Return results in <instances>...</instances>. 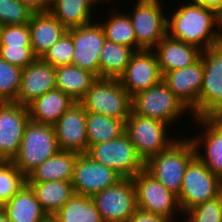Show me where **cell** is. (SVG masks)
I'll use <instances>...</instances> for the list:
<instances>
[{
    "mask_svg": "<svg viewBox=\"0 0 222 222\" xmlns=\"http://www.w3.org/2000/svg\"><path fill=\"white\" fill-rule=\"evenodd\" d=\"M194 119L195 123L201 125L203 129L201 135L189 138L195 148L196 157L213 174L222 179V119L220 117ZM201 146L204 147L205 153L201 152Z\"/></svg>",
    "mask_w": 222,
    "mask_h": 222,
    "instance_id": "obj_18",
    "label": "cell"
},
{
    "mask_svg": "<svg viewBox=\"0 0 222 222\" xmlns=\"http://www.w3.org/2000/svg\"><path fill=\"white\" fill-rule=\"evenodd\" d=\"M47 215L55 214L75 193L70 181L26 182Z\"/></svg>",
    "mask_w": 222,
    "mask_h": 222,
    "instance_id": "obj_27",
    "label": "cell"
},
{
    "mask_svg": "<svg viewBox=\"0 0 222 222\" xmlns=\"http://www.w3.org/2000/svg\"><path fill=\"white\" fill-rule=\"evenodd\" d=\"M91 198L103 222H128L138 209L132 178H122Z\"/></svg>",
    "mask_w": 222,
    "mask_h": 222,
    "instance_id": "obj_12",
    "label": "cell"
},
{
    "mask_svg": "<svg viewBox=\"0 0 222 222\" xmlns=\"http://www.w3.org/2000/svg\"><path fill=\"white\" fill-rule=\"evenodd\" d=\"M74 102L58 88L52 89L27 105L30 120L53 126Z\"/></svg>",
    "mask_w": 222,
    "mask_h": 222,
    "instance_id": "obj_23",
    "label": "cell"
},
{
    "mask_svg": "<svg viewBox=\"0 0 222 222\" xmlns=\"http://www.w3.org/2000/svg\"><path fill=\"white\" fill-rule=\"evenodd\" d=\"M33 12L21 0H0V25L29 23Z\"/></svg>",
    "mask_w": 222,
    "mask_h": 222,
    "instance_id": "obj_37",
    "label": "cell"
},
{
    "mask_svg": "<svg viewBox=\"0 0 222 222\" xmlns=\"http://www.w3.org/2000/svg\"><path fill=\"white\" fill-rule=\"evenodd\" d=\"M29 121L27 106L0 102V160L12 161L15 158Z\"/></svg>",
    "mask_w": 222,
    "mask_h": 222,
    "instance_id": "obj_16",
    "label": "cell"
},
{
    "mask_svg": "<svg viewBox=\"0 0 222 222\" xmlns=\"http://www.w3.org/2000/svg\"><path fill=\"white\" fill-rule=\"evenodd\" d=\"M0 222H12L0 208Z\"/></svg>",
    "mask_w": 222,
    "mask_h": 222,
    "instance_id": "obj_44",
    "label": "cell"
},
{
    "mask_svg": "<svg viewBox=\"0 0 222 222\" xmlns=\"http://www.w3.org/2000/svg\"><path fill=\"white\" fill-rule=\"evenodd\" d=\"M26 183V176L12 161L0 160V208Z\"/></svg>",
    "mask_w": 222,
    "mask_h": 222,
    "instance_id": "obj_33",
    "label": "cell"
},
{
    "mask_svg": "<svg viewBox=\"0 0 222 222\" xmlns=\"http://www.w3.org/2000/svg\"><path fill=\"white\" fill-rule=\"evenodd\" d=\"M94 6L96 3L103 2V0H89Z\"/></svg>",
    "mask_w": 222,
    "mask_h": 222,
    "instance_id": "obj_46",
    "label": "cell"
},
{
    "mask_svg": "<svg viewBox=\"0 0 222 222\" xmlns=\"http://www.w3.org/2000/svg\"><path fill=\"white\" fill-rule=\"evenodd\" d=\"M79 103L94 112L124 122L131 112V97L118 79L98 78Z\"/></svg>",
    "mask_w": 222,
    "mask_h": 222,
    "instance_id": "obj_4",
    "label": "cell"
},
{
    "mask_svg": "<svg viewBox=\"0 0 222 222\" xmlns=\"http://www.w3.org/2000/svg\"><path fill=\"white\" fill-rule=\"evenodd\" d=\"M135 51L106 40L100 51L99 78L119 79Z\"/></svg>",
    "mask_w": 222,
    "mask_h": 222,
    "instance_id": "obj_29",
    "label": "cell"
},
{
    "mask_svg": "<svg viewBox=\"0 0 222 222\" xmlns=\"http://www.w3.org/2000/svg\"><path fill=\"white\" fill-rule=\"evenodd\" d=\"M222 193V179L195 157L187 166L178 201L182 213Z\"/></svg>",
    "mask_w": 222,
    "mask_h": 222,
    "instance_id": "obj_7",
    "label": "cell"
},
{
    "mask_svg": "<svg viewBox=\"0 0 222 222\" xmlns=\"http://www.w3.org/2000/svg\"><path fill=\"white\" fill-rule=\"evenodd\" d=\"M183 215L185 222H222V193L193 207Z\"/></svg>",
    "mask_w": 222,
    "mask_h": 222,
    "instance_id": "obj_36",
    "label": "cell"
},
{
    "mask_svg": "<svg viewBox=\"0 0 222 222\" xmlns=\"http://www.w3.org/2000/svg\"><path fill=\"white\" fill-rule=\"evenodd\" d=\"M73 40L74 55L72 65L94 73L99 78L100 51L106 37L99 22H91L67 31Z\"/></svg>",
    "mask_w": 222,
    "mask_h": 222,
    "instance_id": "obj_15",
    "label": "cell"
},
{
    "mask_svg": "<svg viewBox=\"0 0 222 222\" xmlns=\"http://www.w3.org/2000/svg\"><path fill=\"white\" fill-rule=\"evenodd\" d=\"M1 209L12 222H42L48 216L27 183Z\"/></svg>",
    "mask_w": 222,
    "mask_h": 222,
    "instance_id": "obj_24",
    "label": "cell"
},
{
    "mask_svg": "<svg viewBox=\"0 0 222 222\" xmlns=\"http://www.w3.org/2000/svg\"><path fill=\"white\" fill-rule=\"evenodd\" d=\"M42 222H58L53 215H48Z\"/></svg>",
    "mask_w": 222,
    "mask_h": 222,
    "instance_id": "obj_45",
    "label": "cell"
},
{
    "mask_svg": "<svg viewBox=\"0 0 222 222\" xmlns=\"http://www.w3.org/2000/svg\"><path fill=\"white\" fill-rule=\"evenodd\" d=\"M0 57L8 63L21 69H24L38 58L34 54L32 46H0Z\"/></svg>",
    "mask_w": 222,
    "mask_h": 222,
    "instance_id": "obj_39",
    "label": "cell"
},
{
    "mask_svg": "<svg viewBox=\"0 0 222 222\" xmlns=\"http://www.w3.org/2000/svg\"><path fill=\"white\" fill-rule=\"evenodd\" d=\"M161 0H137L133 12L128 14L136 36V51L155 50L167 35V17ZM133 13V15H132Z\"/></svg>",
    "mask_w": 222,
    "mask_h": 222,
    "instance_id": "obj_8",
    "label": "cell"
},
{
    "mask_svg": "<svg viewBox=\"0 0 222 222\" xmlns=\"http://www.w3.org/2000/svg\"><path fill=\"white\" fill-rule=\"evenodd\" d=\"M59 150L54 127L30 120L25 127L18 153L12 162L27 176Z\"/></svg>",
    "mask_w": 222,
    "mask_h": 222,
    "instance_id": "obj_3",
    "label": "cell"
},
{
    "mask_svg": "<svg viewBox=\"0 0 222 222\" xmlns=\"http://www.w3.org/2000/svg\"><path fill=\"white\" fill-rule=\"evenodd\" d=\"M203 73V61L200 58L188 67L175 69L163 75V81L191 111L193 118H199V95L203 84Z\"/></svg>",
    "mask_w": 222,
    "mask_h": 222,
    "instance_id": "obj_17",
    "label": "cell"
},
{
    "mask_svg": "<svg viewBox=\"0 0 222 222\" xmlns=\"http://www.w3.org/2000/svg\"><path fill=\"white\" fill-rule=\"evenodd\" d=\"M131 109L135 114L162 121L170 127V124L180 119L187 110L190 112L163 80L133 96Z\"/></svg>",
    "mask_w": 222,
    "mask_h": 222,
    "instance_id": "obj_6",
    "label": "cell"
},
{
    "mask_svg": "<svg viewBox=\"0 0 222 222\" xmlns=\"http://www.w3.org/2000/svg\"><path fill=\"white\" fill-rule=\"evenodd\" d=\"M0 46H32L31 32L28 23L1 26Z\"/></svg>",
    "mask_w": 222,
    "mask_h": 222,
    "instance_id": "obj_38",
    "label": "cell"
},
{
    "mask_svg": "<svg viewBox=\"0 0 222 222\" xmlns=\"http://www.w3.org/2000/svg\"><path fill=\"white\" fill-rule=\"evenodd\" d=\"M56 88V69L51 64L37 58L22 69L21 87L14 101L27 106L34 99Z\"/></svg>",
    "mask_w": 222,
    "mask_h": 222,
    "instance_id": "obj_20",
    "label": "cell"
},
{
    "mask_svg": "<svg viewBox=\"0 0 222 222\" xmlns=\"http://www.w3.org/2000/svg\"><path fill=\"white\" fill-rule=\"evenodd\" d=\"M34 54L41 58L68 29L51 13H33L28 23Z\"/></svg>",
    "mask_w": 222,
    "mask_h": 222,
    "instance_id": "obj_22",
    "label": "cell"
},
{
    "mask_svg": "<svg viewBox=\"0 0 222 222\" xmlns=\"http://www.w3.org/2000/svg\"><path fill=\"white\" fill-rule=\"evenodd\" d=\"M56 69V88L79 102L98 77L75 65L59 66Z\"/></svg>",
    "mask_w": 222,
    "mask_h": 222,
    "instance_id": "obj_26",
    "label": "cell"
},
{
    "mask_svg": "<svg viewBox=\"0 0 222 222\" xmlns=\"http://www.w3.org/2000/svg\"><path fill=\"white\" fill-rule=\"evenodd\" d=\"M88 146L110 141L125 133V122L102 114L86 111Z\"/></svg>",
    "mask_w": 222,
    "mask_h": 222,
    "instance_id": "obj_30",
    "label": "cell"
},
{
    "mask_svg": "<svg viewBox=\"0 0 222 222\" xmlns=\"http://www.w3.org/2000/svg\"><path fill=\"white\" fill-rule=\"evenodd\" d=\"M168 126L162 121L140 116L131 110L125 121V134L144 163L167 149L177 139L168 136Z\"/></svg>",
    "mask_w": 222,
    "mask_h": 222,
    "instance_id": "obj_5",
    "label": "cell"
},
{
    "mask_svg": "<svg viewBox=\"0 0 222 222\" xmlns=\"http://www.w3.org/2000/svg\"><path fill=\"white\" fill-rule=\"evenodd\" d=\"M78 153L59 150L55 155L42 162L27 176L26 182L72 181L73 167Z\"/></svg>",
    "mask_w": 222,
    "mask_h": 222,
    "instance_id": "obj_25",
    "label": "cell"
},
{
    "mask_svg": "<svg viewBox=\"0 0 222 222\" xmlns=\"http://www.w3.org/2000/svg\"><path fill=\"white\" fill-rule=\"evenodd\" d=\"M121 179L113 169L83 153L75 160L71 183L75 194L92 197Z\"/></svg>",
    "mask_w": 222,
    "mask_h": 222,
    "instance_id": "obj_13",
    "label": "cell"
},
{
    "mask_svg": "<svg viewBox=\"0 0 222 222\" xmlns=\"http://www.w3.org/2000/svg\"><path fill=\"white\" fill-rule=\"evenodd\" d=\"M86 154L110 167L122 178H133L144 169V162L125 133L110 141L90 145Z\"/></svg>",
    "mask_w": 222,
    "mask_h": 222,
    "instance_id": "obj_9",
    "label": "cell"
},
{
    "mask_svg": "<svg viewBox=\"0 0 222 222\" xmlns=\"http://www.w3.org/2000/svg\"><path fill=\"white\" fill-rule=\"evenodd\" d=\"M22 69L0 57V102H14L21 87Z\"/></svg>",
    "mask_w": 222,
    "mask_h": 222,
    "instance_id": "obj_34",
    "label": "cell"
},
{
    "mask_svg": "<svg viewBox=\"0 0 222 222\" xmlns=\"http://www.w3.org/2000/svg\"><path fill=\"white\" fill-rule=\"evenodd\" d=\"M118 80L131 98L161 82L163 75L154 50L135 51Z\"/></svg>",
    "mask_w": 222,
    "mask_h": 222,
    "instance_id": "obj_14",
    "label": "cell"
},
{
    "mask_svg": "<svg viewBox=\"0 0 222 222\" xmlns=\"http://www.w3.org/2000/svg\"><path fill=\"white\" fill-rule=\"evenodd\" d=\"M92 7L94 5L89 0H53L50 12L70 29L93 22Z\"/></svg>",
    "mask_w": 222,
    "mask_h": 222,
    "instance_id": "obj_28",
    "label": "cell"
},
{
    "mask_svg": "<svg viewBox=\"0 0 222 222\" xmlns=\"http://www.w3.org/2000/svg\"><path fill=\"white\" fill-rule=\"evenodd\" d=\"M203 84L199 95V117L222 115V44L202 49Z\"/></svg>",
    "mask_w": 222,
    "mask_h": 222,
    "instance_id": "obj_10",
    "label": "cell"
},
{
    "mask_svg": "<svg viewBox=\"0 0 222 222\" xmlns=\"http://www.w3.org/2000/svg\"><path fill=\"white\" fill-rule=\"evenodd\" d=\"M193 1L213 11H215L222 4V0H193Z\"/></svg>",
    "mask_w": 222,
    "mask_h": 222,
    "instance_id": "obj_43",
    "label": "cell"
},
{
    "mask_svg": "<svg viewBox=\"0 0 222 222\" xmlns=\"http://www.w3.org/2000/svg\"><path fill=\"white\" fill-rule=\"evenodd\" d=\"M33 13L50 12L53 0H21Z\"/></svg>",
    "mask_w": 222,
    "mask_h": 222,
    "instance_id": "obj_41",
    "label": "cell"
},
{
    "mask_svg": "<svg viewBox=\"0 0 222 222\" xmlns=\"http://www.w3.org/2000/svg\"><path fill=\"white\" fill-rule=\"evenodd\" d=\"M155 49L162 75L194 64L201 58L202 53L199 47L173 39L168 35L157 44Z\"/></svg>",
    "mask_w": 222,
    "mask_h": 222,
    "instance_id": "obj_21",
    "label": "cell"
},
{
    "mask_svg": "<svg viewBox=\"0 0 222 222\" xmlns=\"http://www.w3.org/2000/svg\"><path fill=\"white\" fill-rule=\"evenodd\" d=\"M106 22H99L103 28L106 40L123 46L131 47L136 51V36L131 20L126 13L113 12Z\"/></svg>",
    "mask_w": 222,
    "mask_h": 222,
    "instance_id": "obj_32",
    "label": "cell"
},
{
    "mask_svg": "<svg viewBox=\"0 0 222 222\" xmlns=\"http://www.w3.org/2000/svg\"><path fill=\"white\" fill-rule=\"evenodd\" d=\"M72 37L66 32L52 47H50L41 59L57 68L59 66L72 65L74 55Z\"/></svg>",
    "mask_w": 222,
    "mask_h": 222,
    "instance_id": "obj_35",
    "label": "cell"
},
{
    "mask_svg": "<svg viewBox=\"0 0 222 222\" xmlns=\"http://www.w3.org/2000/svg\"><path fill=\"white\" fill-rule=\"evenodd\" d=\"M164 216L151 214L143 210L137 209L133 215L128 219V222H173Z\"/></svg>",
    "mask_w": 222,
    "mask_h": 222,
    "instance_id": "obj_40",
    "label": "cell"
},
{
    "mask_svg": "<svg viewBox=\"0 0 222 222\" xmlns=\"http://www.w3.org/2000/svg\"><path fill=\"white\" fill-rule=\"evenodd\" d=\"M132 181L135 186L138 209L171 220L174 219L176 211L182 212L178 196L165 188L145 169L139 171Z\"/></svg>",
    "mask_w": 222,
    "mask_h": 222,
    "instance_id": "obj_11",
    "label": "cell"
},
{
    "mask_svg": "<svg viewBox=\"0 0 222 222\" xmlns=\"http://www.w3.org/2000/svg\"><path fill=\"white\" fill-rule=\"evenodd\" d=\"M53 217L58 222H103L93 199L74 194Z\"/></svg>",
    "mask_w": 222,
    "mask_h": 222,
    "instance_id": "obj_31",
    "label": "cell"
},
{
    "mask_svg": "<svg viewBox=\"0 0 222 222\" xmlns=\"http://www.w3.org/2000/svg\"><path fill=\"white\" fill-rule=\"evenodd\" d=\"M214 27L218 44H222V4L214 11Z\"/></svg>",
    "mask_w": 222,
    "mask_h": 222,
    "instance_id": "obj_42",
    "label": "cell"
},
{
    "mask_svg": "<svg viewBox=\"0 0 222 222\" xmlns=\"http://www.w3.org/2000/svg\"><path fill=\"white\" fill-rule=\"evenodd\" d=\"M53 127L60 150L87 153L86 110L79 102H74Z\"/></svg>",
    "mask_w": 222,
    "mask_h": 222,
    "instance_id": "obj_19",
    "label": "cell"
},
{
    "mask_svg": "<svg viewBox=\"0 0 222 222\" xmlns=\"http://www.w3.org/2000/svg\"><path fill=\"white\" fill-rule=\"evenodd\" d=\"M192 2L183 3L167 18V35L199 47L218 44L214 27V11Z\"/></svg>",
    "mask_w": 222,
    "mask_h": 222,
    "instance_id": "obj_1",
    "label": "cell"
},
{
    "mask_svg": "<svg viewBox=\"0 0 222 222\" xmlns=\"http://www.w3.org/2000/svg\"><path fill=\"white\" fill-rule=\"evenodd\" d=\"M182 139H176L167 149L144 163V169L177 196L180 194L186 168L196 157L189 137Z\"/></svg>",
    "mask_w": 222,
    "mask_h": 222,
    "instance_id": "obj_2",
    "label": "cell"
}]
</instances>
